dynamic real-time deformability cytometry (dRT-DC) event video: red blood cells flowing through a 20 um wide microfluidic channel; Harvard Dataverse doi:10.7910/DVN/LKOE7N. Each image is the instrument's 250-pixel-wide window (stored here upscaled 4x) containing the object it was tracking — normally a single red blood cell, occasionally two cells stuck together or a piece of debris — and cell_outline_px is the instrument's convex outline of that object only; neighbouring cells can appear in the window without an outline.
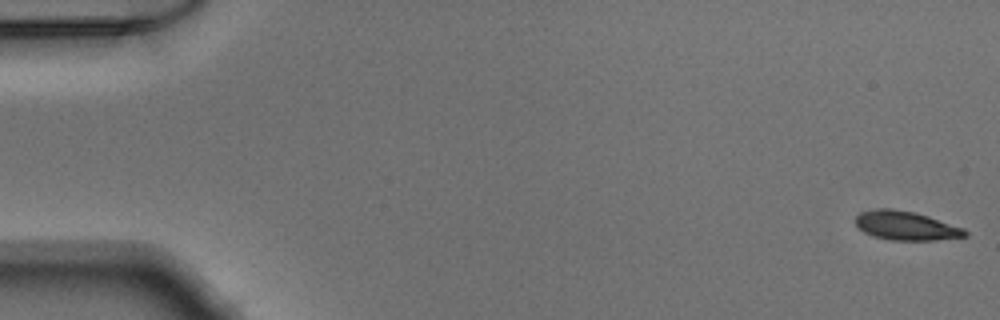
{"species": "Egyptian fruit bat (a non-hibernating species)", "species_latin": "Rousettus aegyptiacus", "temperature_condition": "warm", "stored_images_in_passage": 51, "camera_frame_rate_fps": 3000, "um_per_image_px": 0.085, "animal": {"sex": "male"}, "frame": {"image": 1, "passage_image": 1, "time_ms": 0.0, "image_size_px": [1000, 320], "cell_outline_px": [[968, 236], [932, 240], [892, 240], [876, 236], [864, 232], [856, 224], [856, 216], [860, 212], [880, 208], [892, 208], [912, 212], [928, 216], [964, 228], [968, 232]], "centroid_in_image_um": [77.02, 19.18], "position_along_channel_um": 8.0, "area_um2": 18.21}}
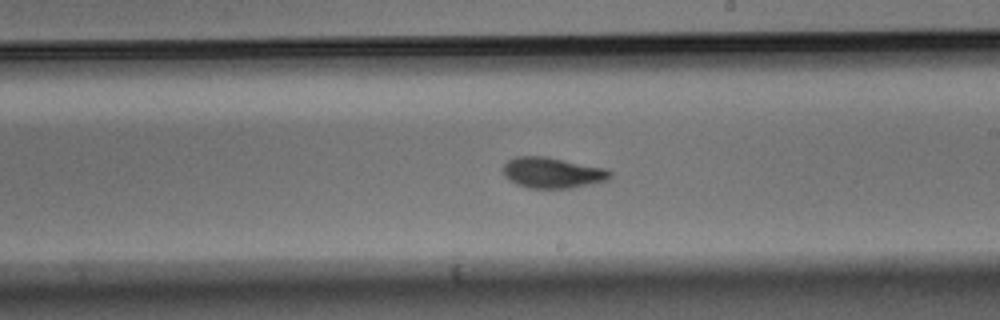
{"frame": {"image": 2, "passage_image": 30, "time_ms": 9.667, "image_size_px": [1000, 320], "cell_outline_px": [[612, 176], [608, 180], [572, 188], [528, 188], [516, 184], [508, 180], [504, 176], [504, 164], [508, 160], [516, 156], [544, 156], [608, 168], [612, 172]], "centroid_in_image_um": [46.98, 14.68], "position_along_channel_um": 242.0, "area_um2": 19.36}}
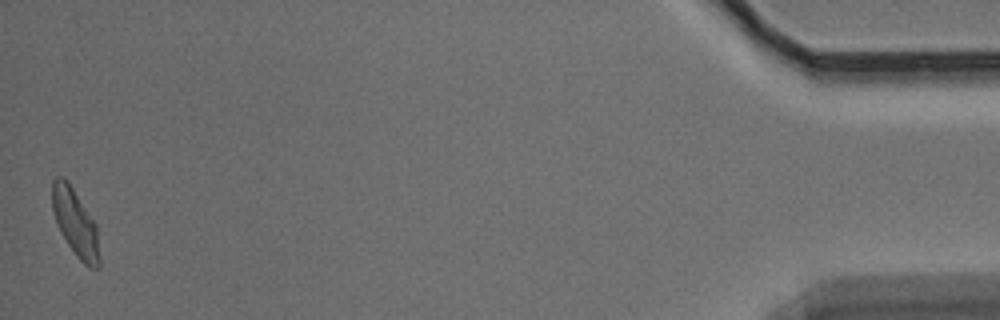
{"frame": {"image": 3, "passage_image": 51, "time_ms": 16.667, "image_size_px": [1000, 320], "cell_outline_px": [[100, 268], [88, 268], [76, 256], [60, 232], [56, 224], [52, 212], [52, 180], [56, 176], [60, 176], [68, 180], [96, 224], [100, 260]], "centroid_in_image_um": [6.39, 18.94], "position_along_channel_um": 428.8, "area_um2": 18.67}}